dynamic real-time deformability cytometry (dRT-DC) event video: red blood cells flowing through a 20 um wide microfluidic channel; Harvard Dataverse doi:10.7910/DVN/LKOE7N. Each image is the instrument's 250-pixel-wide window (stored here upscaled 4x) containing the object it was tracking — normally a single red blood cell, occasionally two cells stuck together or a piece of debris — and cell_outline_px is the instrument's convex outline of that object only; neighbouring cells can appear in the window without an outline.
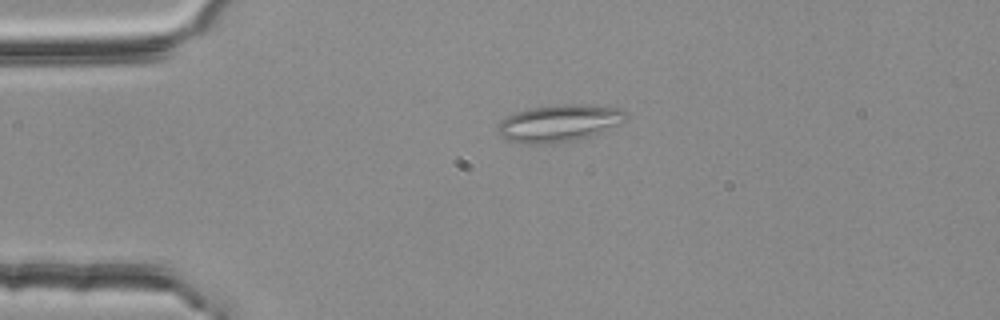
{"species": "common noctule bat (a hibernating species)", "species_latin": "Nyctalus noctula", "temperature_condition": "room temperature", "stored_images_in_passage": 50, "camera_frame_rate_fps": 3000, "um_per_image_px": 0.085, "animal": {"sex": "female", "body_mass_g": 25.1}, "frame": {"image": 1, "passage_image": 12, "time_ms": 3.667, "image_size_px": [1000, 320], "cell_outline_px": [[628, 116], [620, 124], [592, 136], [576, 140], [548, 144], [524, 144], [508, 140], [500, 136], [496, 128], [500, 120], [516, 112], [528, 108], [564, 104], [588, 104], [624, 108]], "centroid_in_image_um": [47.54, 10.47], "position_along_channel_um": 37.5, "area_um2": 28.15}}
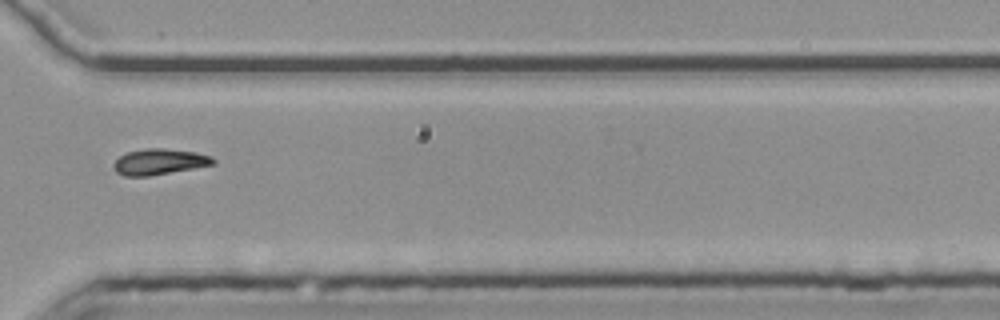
{"frame": {"image": 2, "passage_image": 40, "time_ms": 13.0, "image_size_px": [1000, 320], "cell_outline_px": [[216, 164], [148, 176], [124, 176], [116, 172], [112, 164], [120, 156], [128, 152], [148, 148], [164, 148], [196, 152], [208, 156], [216, 160]], "centroid_in_image_um": [13.53, 13.75], "position_along_channel_um": 357.1, "area_um2": 14.85}}
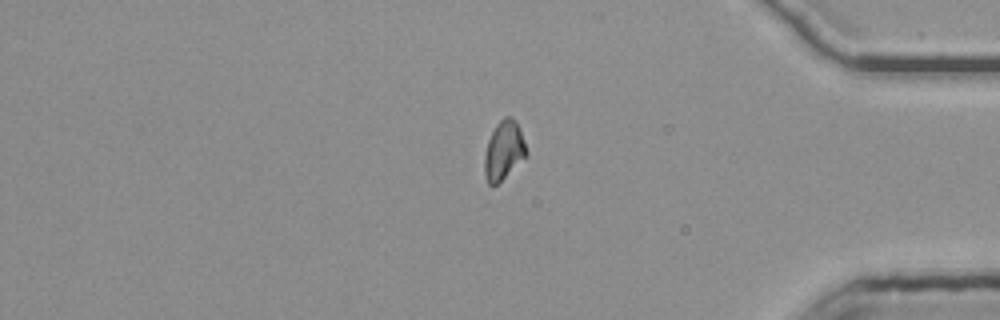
{"frame": {"image": 3, "passage_image": 45, "time_ms": 14.667, "image_size_px": [1000, 320], "cell_outline_px": [[528, 156], [492, 188], [488, 184], [484, 176], [484, 156], [488, 140], [496, 124], [504, 116], [512, 116], [516, 120], [520, 128], [528, 152]], "centroid_in_image_um": [42.83, 12.79], "position_along_channel_um": 392.4, "area_um2": 14.68}}